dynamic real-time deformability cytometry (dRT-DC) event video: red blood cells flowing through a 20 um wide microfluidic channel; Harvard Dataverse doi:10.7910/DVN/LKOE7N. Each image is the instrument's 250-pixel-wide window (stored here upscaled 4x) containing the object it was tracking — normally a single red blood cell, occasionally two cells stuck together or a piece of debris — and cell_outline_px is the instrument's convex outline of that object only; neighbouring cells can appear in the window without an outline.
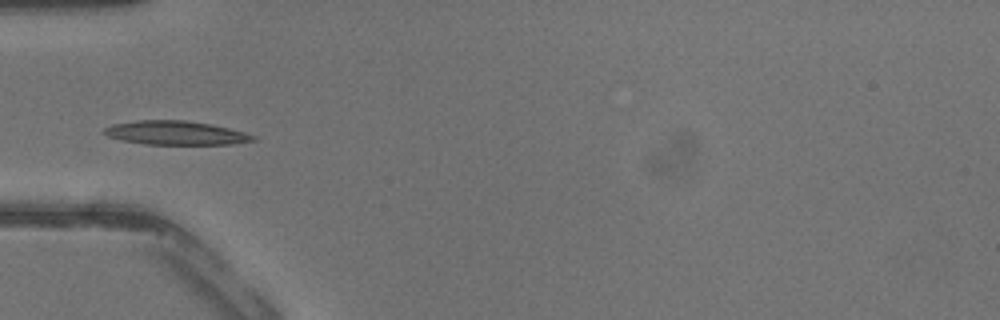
{"species": "common noctule bat (a hibernating species)", "species_latin": "Nyctalus noctula", "temperature_condition": "warm", "stored_images_in_passage": 42, "segment_of_instrument_passage": [2, 2], "camera_frame_rate_fps": 3000, "um_per_image_px": 0.085, "animal": {"sex": "male", "body_mass_g": 13.3}, "frame": {"image": 1, "passage_image": 14, "time_ms": 4.333, "image_size_px": [1000, 320], "cell_outline_px": [[260, 140], [232, 144], [144, 144], [120, 140], [108, 136], [100, 132], [104, 128], [112, 124], [136, 120], [184, 120], [212, 124], [244, 132], [256, 136]], "centroid_in_image_um": [14.93, 11.29], "position_along_channel_um": 70.1, "area_um2": 20.92}}
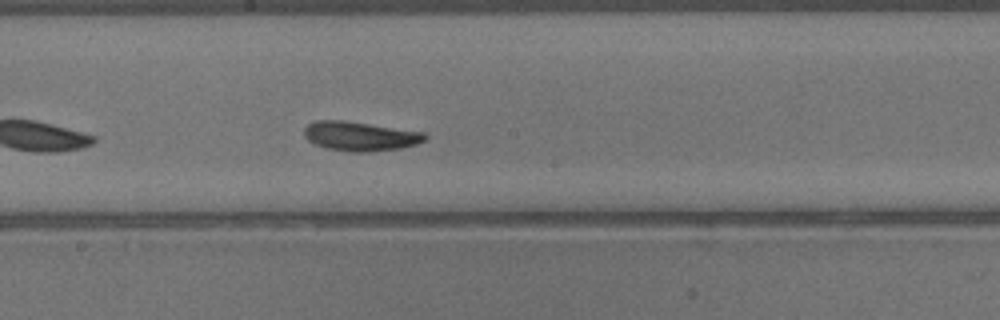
{"frame": {"image": 2, "passage_image": 23, "time_ms": 7.333, "image_size_px": [1000, 320], "cell_outline_px": [[428, 136], [424, 140], [416, 144], [400, 148], [364, 152], [352, 152], [328, 148], [316, 144], [308, 140], [304, 136], [304, 128], [308, 124], [316, 120], [344, 120], [424, 132]], "centroid_in_image_um": [30.6, 11.56], "position_along_channel_um": 217.6, "area_um2": 20.46}}
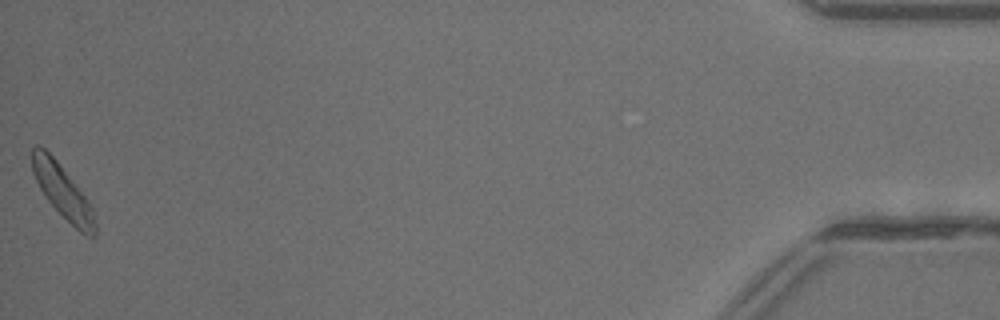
{"frame": {"image": 3, "passage_image": 42, "time_ms": 13.667, "image_size_px": [1000, 320], "cell_outline_px": [[96, 236], [84, 236], [44, 196], [32, 172], [32, 148], [36, 144], [44, 148], [56, 160], [84, 196], [92, 208], [96, 224]], "centroid_in_image_um": [5.31, 16.29], "position_along_channel_um": 429.9, "area_um2": 18.9}}